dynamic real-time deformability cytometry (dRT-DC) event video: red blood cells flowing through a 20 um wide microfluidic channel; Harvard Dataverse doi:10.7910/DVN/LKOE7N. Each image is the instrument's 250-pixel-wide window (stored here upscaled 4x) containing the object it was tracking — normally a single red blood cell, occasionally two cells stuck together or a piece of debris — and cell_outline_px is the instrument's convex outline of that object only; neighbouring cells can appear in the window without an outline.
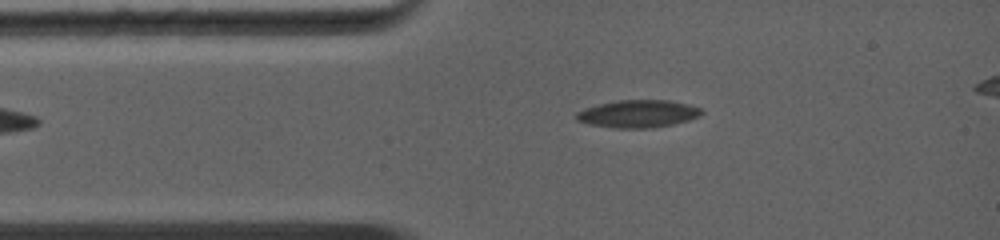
{"species": "common noctule bat (a hibernating species)", "species_latin": "Nyctalus noctula", "temperature_condition": "warm", "stored_images_in_passage": 5, "segment_of_instrument_passage": [1, 2], "camera_frame_rate_fps": 5000, "um_per_image_px": 0.085, "animal": {"sex": "female", "body_mass_g": 19.0, "forearm_length_mm": 56.7}, "frame": {"image": 1, "passage_image": 3, "time_ms": 1.8, "image_size_px": [1000, 240], "cell_outline_px": [[704, 112], [700, 116], [688, 120], [672, 124], [648, 128], [612, 128], [588, 124], [576, 120], [572, 116], [576, 112], [584, 108], [616, 100], [668, 100], [688, 104], [700, 108]], "centroid_in_image_um": [54.18, 9.67], "position_along_channel_um": 30.8, "area_um2": 20.23}}